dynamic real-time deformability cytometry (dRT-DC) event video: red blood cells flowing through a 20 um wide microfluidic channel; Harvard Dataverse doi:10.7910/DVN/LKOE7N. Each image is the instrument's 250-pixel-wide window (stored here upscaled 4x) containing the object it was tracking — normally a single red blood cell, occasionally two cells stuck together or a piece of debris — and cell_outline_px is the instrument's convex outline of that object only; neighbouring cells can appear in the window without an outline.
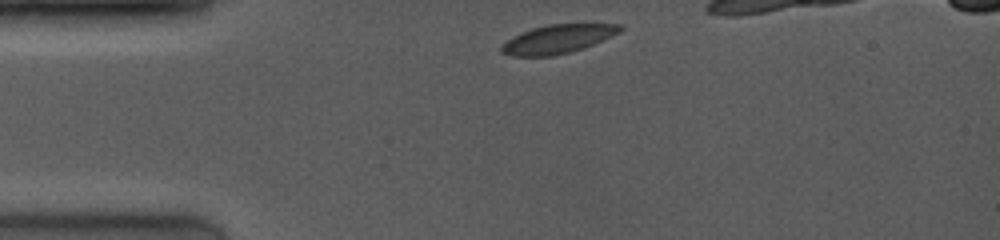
{"species": "common noctule bat (a hibernating species)", "species_latin": "Nyctalus noctula", "temperature_condition": "room temperature", "stored_images_in_passage": 7, "camera_frame_rate_fps": 4000, "um_per_image_px": 0.085, "animal": {"sex": "female", "body_mass_g": 19.0, "forearm_length_mm": 53.3}, "frame": {"image": 1, "passage_image": 1, "time_ms": 0.0, "image_size_px": [1000, 240], "cell_outline_px": [[624, 28], [620, 32], [584, 48], [552, 56], [512, 56], [500, 52], [500, 44], [512, 36], [520, 32], [532, 28], [548, 24], [584, 20], [624, 24]], "centroid_in_image_um": [47.49, 3.24], "position_along_channel_um": 37.5, "area_um2": 21.04}}
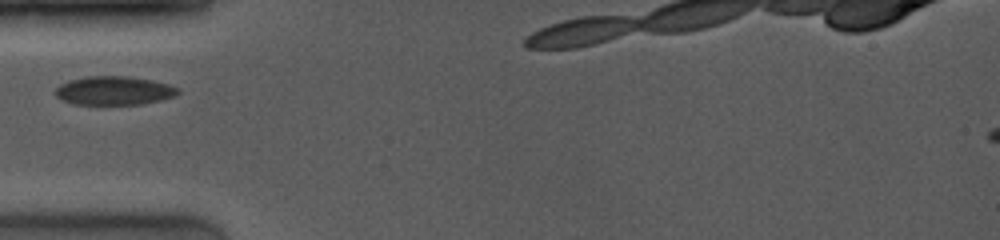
{"frame": {"image": 2, "passage_image": 3, "time_ms": 1.75, "image_size_px": [1000, 240], "cell_outline_px": [[180, 92], [176, 96], [160, 100], [140, 104], [76, 104], [64, 100], [56, 96], [56, 88], [60, 84], [68, 80], [88, 76], [128, 76], [152, 80], [168, 84], [180, 88]], "centroid_in_image_um": [9.73, 7.69], "position_along_channel_um": 75.3, "area_um2": 20.46}}